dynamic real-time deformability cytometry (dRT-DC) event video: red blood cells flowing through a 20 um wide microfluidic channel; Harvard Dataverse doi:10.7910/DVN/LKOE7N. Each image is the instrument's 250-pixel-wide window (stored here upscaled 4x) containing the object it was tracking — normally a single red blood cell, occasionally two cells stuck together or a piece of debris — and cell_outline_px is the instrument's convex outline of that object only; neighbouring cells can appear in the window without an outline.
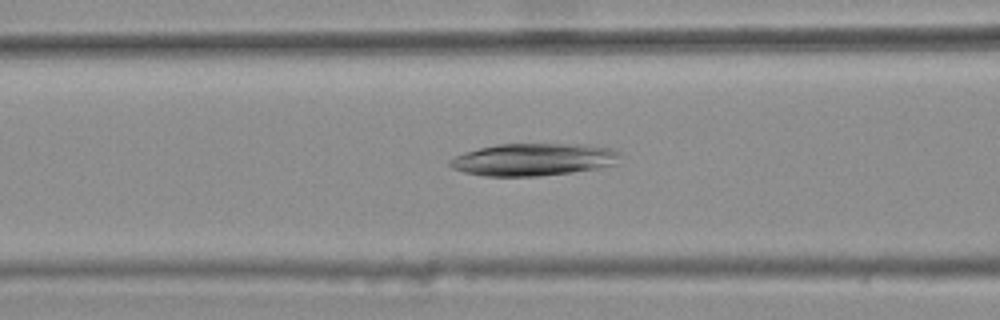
{"species": "common noctule bat (a hibernating species)", "species_latin": "Nyctalus noctula", "temperature_condition": "warm", "stored_images_in_passage": 40, "camera_frame_rate_fps": 3000, "um_per_image_px": 0.085, "animal": {"sex": "female", "body_mass_g": 25.1}, "frame": {"image": 1, "passage_image": 20, "time_ms": 6.333, "image_size_px": [1000, 320], "cell_outline_px": [[620, 152], [616, 164], [596, 168], [572, 172], [540, 176], [484, 176], [464, 172], [452, 168], [448, 164], [448, 160], [464, 152], [496, 144], [584, 144], [608, 148]], "centroid_in_image_um": [45.3, 13.56], "position_along_channel_um": 121.3, "area_um2": 32.02}}
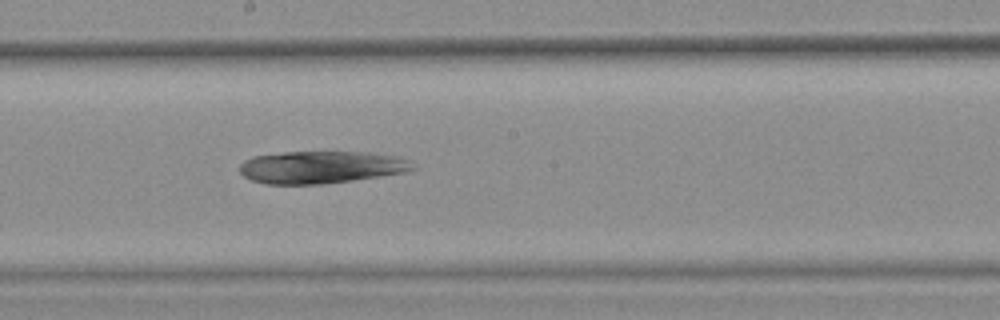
{"frame": {"image": 2, "passage_image": 28, "time_ms": 9.0, "image_size_px": [1000, 320], "cell_outline_px": [[416, 168], [404, 172], [380, 176], [352, 180], [320, 184], [264, 184], [252, 180], [244, 176], [240, 172], [240, 164], [244, 160], [252, 156], [284, 152], [368, 152], [396, 156], [408, 160]], "centroid_in_image_um": [27.25, 14.21], "position_along_channel_um": 220.9, "area_um2": 32.54}}
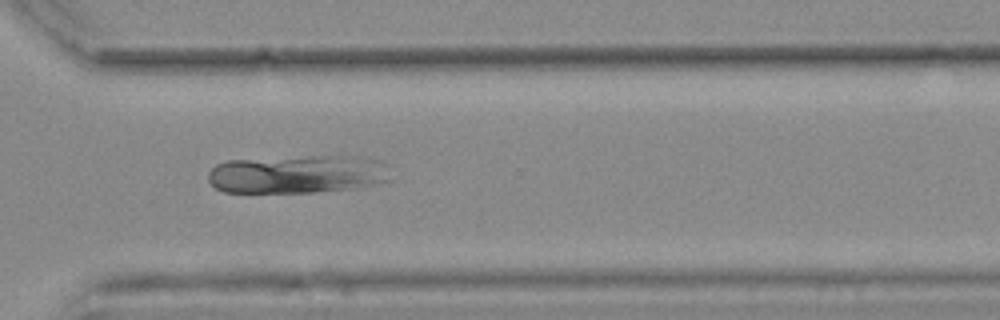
{"frame": {"image": 3, "passage_image": 38, "time_ms": 12.333, "image_size_px": [1000, 320], "cell_outline_px": [[392, 180], [380, 184], [360, 188], [312, 192], [224, 192], [216, 188], [208, 180], [208, 172], [216, 164], [228, 160], [312, 156], [356, 156], [380, 160], [384, 164]], "centroid_in_image_um": [25.33, 14.81], "position_along_channel_um": 345.3, "area_um2": 40.98}}